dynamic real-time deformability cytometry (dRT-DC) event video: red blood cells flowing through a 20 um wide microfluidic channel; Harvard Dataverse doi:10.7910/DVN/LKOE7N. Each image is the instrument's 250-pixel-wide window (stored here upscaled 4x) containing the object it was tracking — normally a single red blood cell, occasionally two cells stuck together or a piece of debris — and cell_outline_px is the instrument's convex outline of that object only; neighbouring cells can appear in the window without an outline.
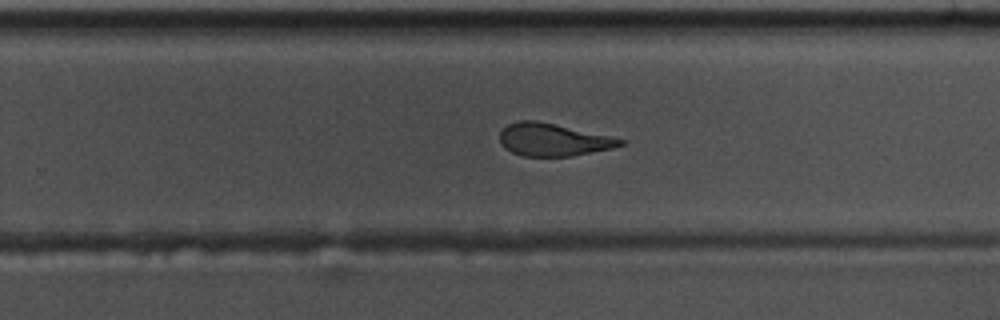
{"species": "common noctule bat (a hibernating species)", "species_latin": "Nyctalus noctula", "temperature_condition": "warm", "stored_images_in_passage": 46, "camera_frame_rate_fps": 3000, "um_per_image_px": 0.085, "animal": {"sex": "male", "body_mass_g": 17.5, "forearm_length_mm": 52.3}, "frame": {"image": 1, "passage_image": 34, "time_ms": 11.0, "image_size_px": [1000, 320], "cell_outline_px": [[624, 144], [612, 148], [572, 156], [520, 156], [504, 148], [500, 144], [500, 132], [508, 124], [516, 120], [536, 120], [612, 136], [624, 140]], "centroid_in_image_um": [46.98, 11.87], "position_along_channel_um": 282.8, "area_um2": 22.95}}
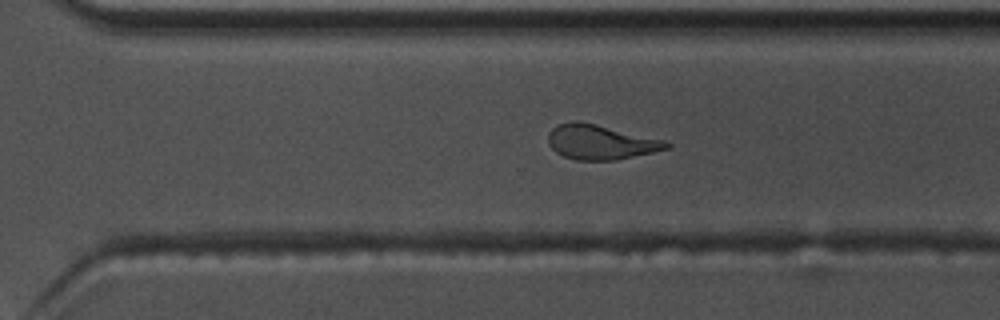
{"frame": {"image": 2, "passage_image": 37, "time_ms": 12.0, "image_size_px": [1000, 320], "cell_outline_px": [[672, 144], [668, 148], [652, 152], [616, 160], [576, 160], [564, 156], [556, 152], [548, 144], [548, 132], [552, 128], [560, 124], [572, 120], [576, 120], [596, 124], [664, 140]], "centroid_in_image_um": [51.01, 12.07], "position_along_channel_um": 319.6, "area_um2": 23.76}}
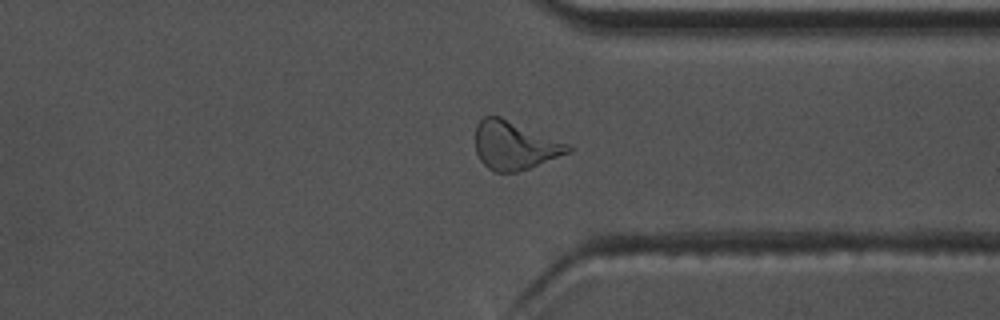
{"frame": {"image": 3, "passage_image": 41, "time_ms": 13.333, "image_size_px": [1000, 320], "cell_outline_px": [[572, 148], [568, 152], [528, 168], [516, 172], [496, 172], [488, 168], [480, 160], [476, 152], [476, 124], [484, 116], [500, 116], [572, 144]], "centroid_in_image_um": [43.73, 12.34], "position_along_channel_um": 367.7, "area_um2": 26.01}, "authors_computed_cell_mechanics": {"area_um2": 24.3627, "velocity_mm_per_s": 3.6807, "shape_relaxation_time_tau1_ms": 5.8432, "shape_relaxation_time_tau2_ms": 2.5713, "deformation_change_tau1": 0.2241, "deformation_change_tau2": 0.0999}}